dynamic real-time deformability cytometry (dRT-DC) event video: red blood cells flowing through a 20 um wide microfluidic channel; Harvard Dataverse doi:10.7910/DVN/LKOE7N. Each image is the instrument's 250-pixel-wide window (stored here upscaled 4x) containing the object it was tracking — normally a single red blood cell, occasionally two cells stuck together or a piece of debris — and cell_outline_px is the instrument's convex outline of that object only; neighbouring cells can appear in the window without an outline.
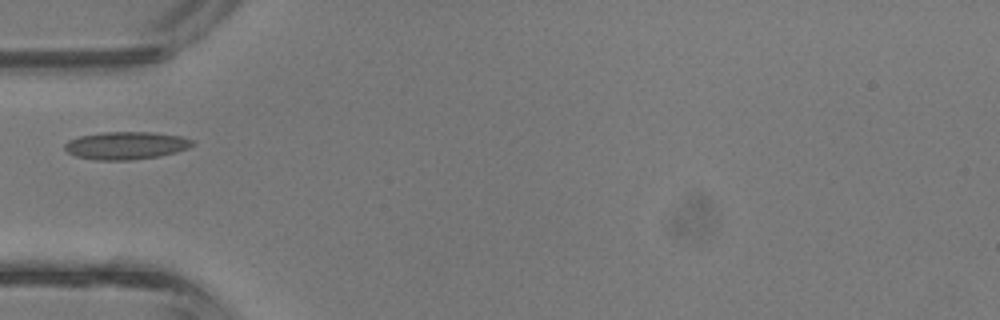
{"species": "common noctule bat (a hibernating species)", "species_latin": "Nyctalus noctula", "temperature_condition": "room temperature", "stored_images_in_passage": 13, "camera_frame_rate_fps": 3000, "um_per_image_px": 0.085, "animal": {"sex": "male", "body_mass_g": 13.3}, "frame": {"image": 1, "passage_image": 1, "time_ms": 0.0, "image_size_px": [1000, 320], "cell_outline_px": [[196, 144], [188, 148], [176, 152], [160, 156], [132, 160], [92, 160], [76, 156], [68, 152], [64, 148], [64, 144], [68, 140], [80, 136], [104, 132], [152, 132], [180, 136], [196, 140]], "centroid_in_image_um": [10.74, 12.37], "position_along_channel_um": 74.3, "area_um2": 20.81}}
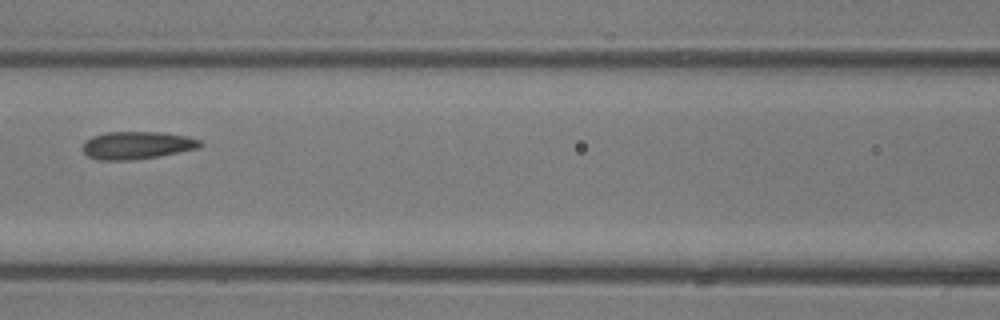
{"frame": {"image": 2, "passage_image": 6, "time_ms": 1.667, "image_size_px": [1000, 320], "cell_outline_px": [[204, 144], [200, 148], [160, 156], [132, 160], [100, 160], [88, 156], [84, 152], [84, 144], [92, 136], [104, 132], [160, 132], [188, 136], [200, 140]], "centroid_in_image_um": [11.7, 12.35], "position_along_channel_um": 154.9, "area_um2": 18.96}}
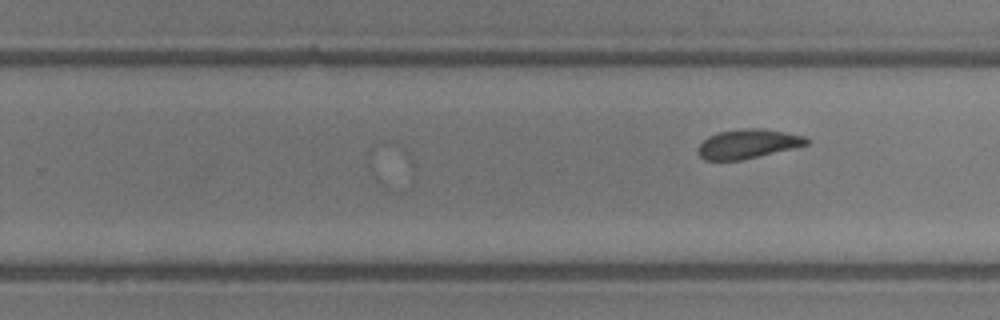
{"frame": {"image": 3, "passage_image": 13, "time_ms": 4.0, "image_size_px": [1000, 320], "cell_outline_px": [[812, 140], [808, 144], [792, 148], [740, 160], [704, 160], [700, 156], [696, 148], [708, 136], [720, 132], [740, 128], [764, 128], [804, 136]], "centroid_in_image_um": [63.56, 12.21], "position_along_channel_um": 266.2, "area_um2": 18.38}}